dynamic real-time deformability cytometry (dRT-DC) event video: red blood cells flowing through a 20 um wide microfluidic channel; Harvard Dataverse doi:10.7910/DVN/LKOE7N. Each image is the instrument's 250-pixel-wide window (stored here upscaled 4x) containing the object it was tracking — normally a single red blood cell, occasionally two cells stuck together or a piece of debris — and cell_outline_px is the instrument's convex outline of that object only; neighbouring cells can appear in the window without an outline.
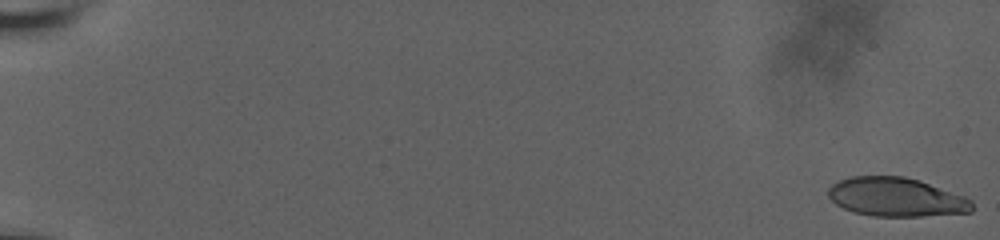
{"species": "human", "species_latin": "Homo sapiens", "temperature_condition": "room temperature", "stored_images_in_passage": 60, "camera_frame_rate_fps": 3000, "um_per_image_px": 0.085, "donor": {"sex": "male"}, "frame": {"image": 1, "passage_image": 1, "time_ms": 0.0, "image_size_px": [1000, 240], "cell_outline_px": [[972, 212], [920, 216], [872, 216], [852, 212], [836, 204], [828, 196], [828, 188], [832, 184], [840, 180], [852, 176], [904, 176], [964, 196], [972, 200]], "centroid_in_image_um": [76.14, 16.76], "position_along_channel_um": 8.9, "area_um2": 32.31}}
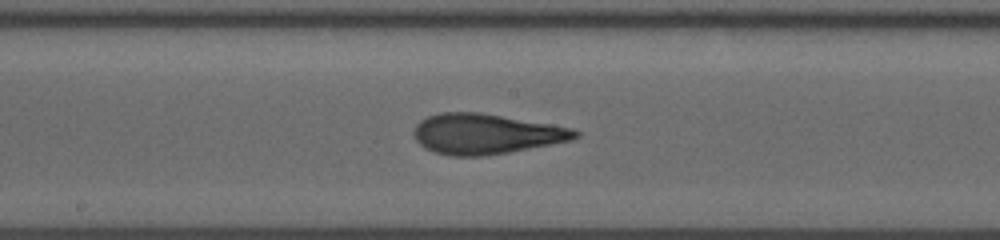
{"frame": {"image": 2, "passage_image": 35, "time_ms": 11.333, "image_size_px": [1000, 240], "cell_outline_px": [[580, 136], [572, 140], [508, 152], [484, 156], [452, 156], [436, 152], [424, 148], [416, 140], [412, 132], [416, 124], [420, 120], [428, 116], [440, 112], [480, 112], [572, 128], [580, 132]], "centroid_in_image_um": [41.26, 11.38], "position_along_channel_um": 206.9, "area_um2": 37.74}}
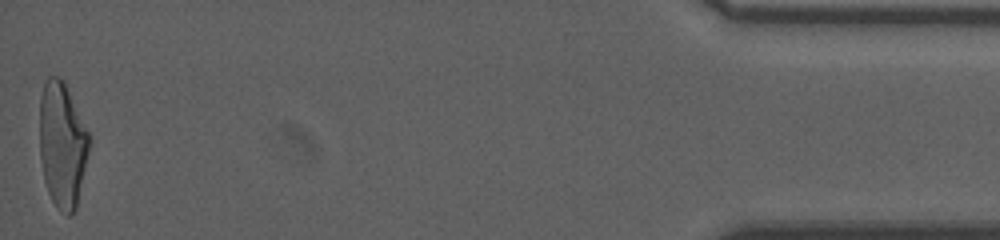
{"frame": {"image": 3, "passage_image": 60, "time_ms": 19.667, "image_size_px": [1000, 240], "cell_outline_px": [[88, 152], [76, 208], [68, 216], [60, 212], [52, 200], [48, 192], [44, 180], [40, 156], [40, 96], [44, 84], [48, 76], [60, 76], [64, 80], [88, 132]], "centroid_in_image_um": [5.27, 12.28], "position_along_channel_um": 429.9, "area_um2": 35.89}, "authors_computed_cell_mechanics": {"area_um2": 36.2117, "velocity_mm_per_s": 3.6668, "shape_relaxation_time_tau1_ms": 7.4456, "shape_relaxation_time_tau2_ms": 1.5844, "deformation_change_tau1": 0.2365, "deformation_change_tau2": 0.1041}}